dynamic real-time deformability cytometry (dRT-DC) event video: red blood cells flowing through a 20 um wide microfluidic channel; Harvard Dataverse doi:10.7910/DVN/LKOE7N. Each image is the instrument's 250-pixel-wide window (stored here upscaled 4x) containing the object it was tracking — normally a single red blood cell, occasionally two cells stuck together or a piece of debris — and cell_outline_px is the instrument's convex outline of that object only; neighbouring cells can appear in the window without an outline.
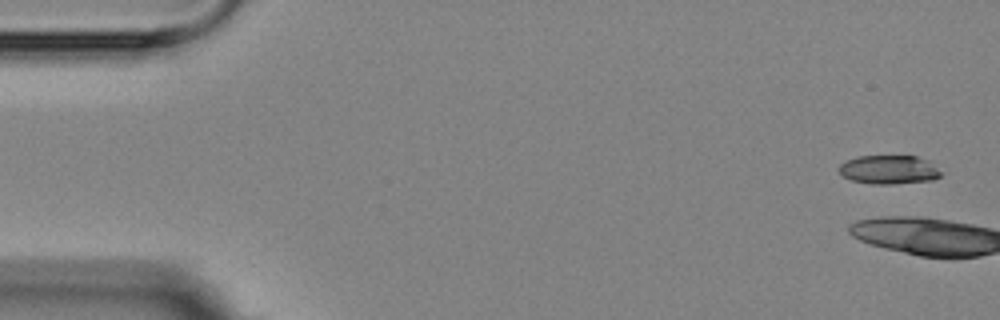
{"species": "Egyptian fruit bat (a non-hibernating species)", "species_latin": "Rousettus aegyptiacus", "temperature_condition": "room temperature", "stored_images_in_passage": 7, "camera_frame_rate_fps": 3000, "um_per_image_px": 0.085, "animal": {"sex": "female"}, "frame": {"image": 1, "passage_image": 1, "time_ms": 0.0, "image_size_px": [1000, 320], "cell_outline_px": [[940, 176], [932, 180], [892, 184], [872, 184], [852, 180], [844, 176], [836, 168], [844, 160], [856, 156], [916, 156], [928, 160], [940, 172]], "centroid_in_image_um": [75.5, 14.41], "position_along_channel_um": 9.5, "area_um2": 17.11}}